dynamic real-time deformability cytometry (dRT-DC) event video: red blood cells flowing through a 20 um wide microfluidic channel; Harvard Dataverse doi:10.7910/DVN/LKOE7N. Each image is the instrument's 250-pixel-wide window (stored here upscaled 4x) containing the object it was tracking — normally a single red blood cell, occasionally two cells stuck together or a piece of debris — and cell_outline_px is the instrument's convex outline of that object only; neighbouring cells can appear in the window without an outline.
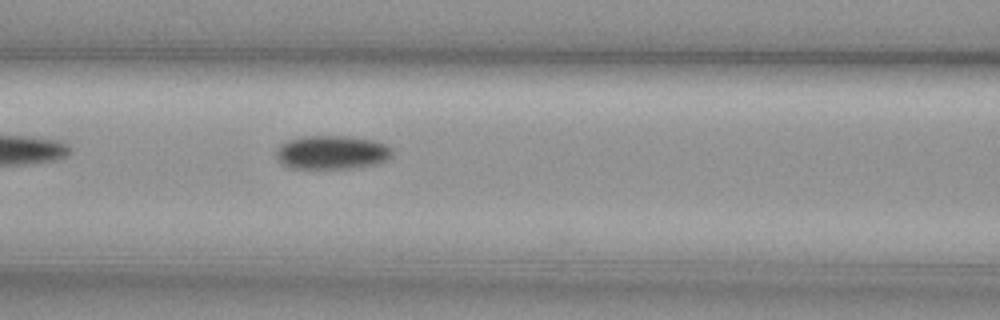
{"species": "common noctule bat (a hibernating species)", "species_latin": "Nyctalus noctula", "temperature_condition": "cold", "stored_images_in_passage": 33, "camera_frame_rate_fps": 3000, "um_per_image_px": 0.085, "animal": {"sex": "female", "body_mass_g": 29.2, "forearm_length_mm": 56.3}, "frame": {"image": 1, "passage_image": 6, "time_ms": 1.667, "image_size_px": [1000, 320], "cell_outline_px": [[392, 156], [388, 160], [376, 164], [352, 168], [292, 168], [284, 164], [276, 156], [276, 148], [280, 144], [288, 140], [300, 136], [348, 136], [372, 140], [388, 144], [392, 148]], "centroid_in_image_um": [28.24, 12.94], "position_along_channel_um": 138.4, "area_um2": 22.95}}
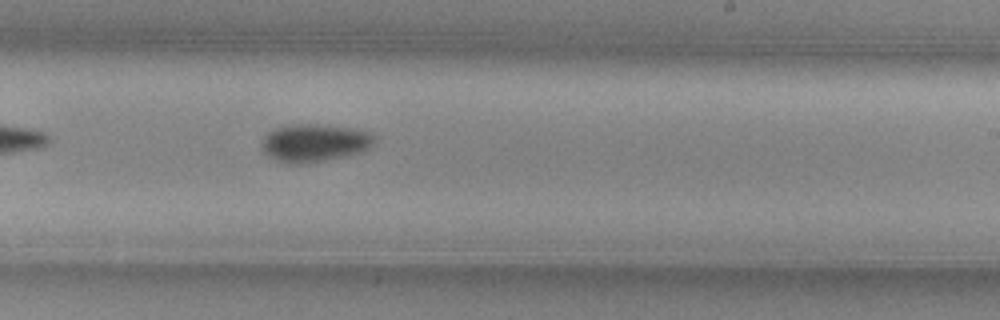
{"frame": {"image": 2, "passage_image": 16, "time_ms": 5.0, "image_size_px": [1000, 320], "cell_outline_px": [[376, 140], [368, 148], [360, 152], [348, 156], [308, 164], [288, 164], [276, 160], [268, 156], [264, 152], [260, 144], [264, 136], [268, 132], [276, 128], [292, 124], [316, 124], [352, 128], [372, 132], [376, 136]], "centroid_in_image_um": [26.73, 12.16], "position_along_channel_um": 262.3, "area_um2": 25.26}}
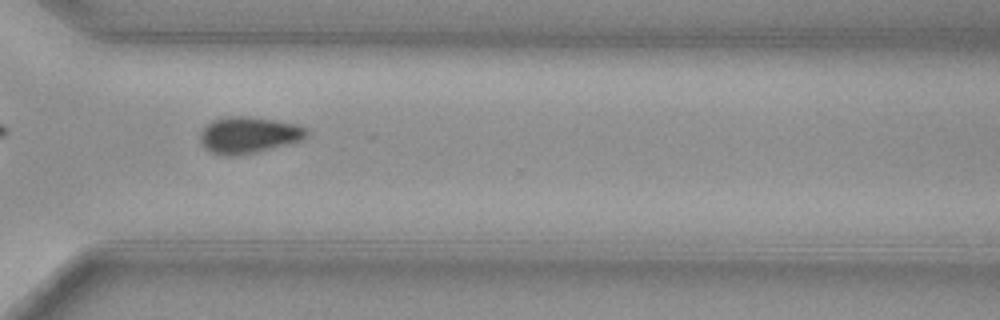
{"frame": {"image": 3, "passage_image": 23, "time_ms": 7.333, "image_size_px": [1000, 320], "cell_outline_px": [[308, 136], [304, 140], [292, 144], [256, 152], [232, 156], [224, 156], [212, 152], [204, 148], [200, 140], [200, 132], [212, 120], [228, 116], [252, 116], [300, 124], [308, 128]], "centroid_in_image_um": [21.2, 11.47], "position_along_channel_um": 349.4, "area_um2": 23.12}}